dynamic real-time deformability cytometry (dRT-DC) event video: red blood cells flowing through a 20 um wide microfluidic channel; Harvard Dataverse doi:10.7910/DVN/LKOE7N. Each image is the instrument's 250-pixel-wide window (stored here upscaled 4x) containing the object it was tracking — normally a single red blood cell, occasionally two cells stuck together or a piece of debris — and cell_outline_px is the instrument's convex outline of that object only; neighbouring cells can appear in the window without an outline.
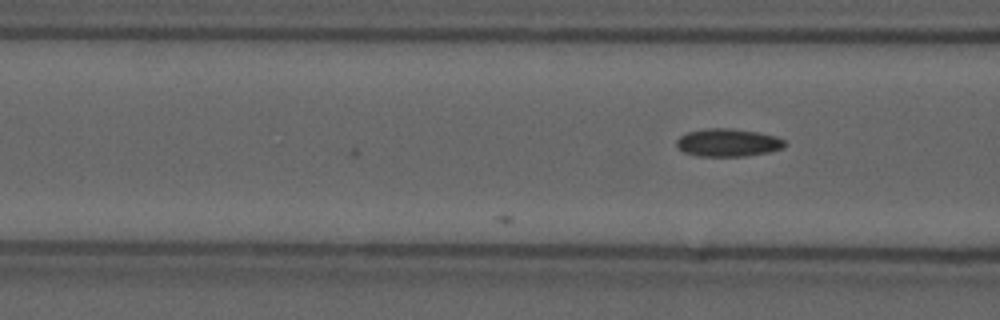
{"species": "common noctule bat (a hibernating species)", "species_latin": "Nyctalus noctula", "temperature_condition": "cold", "stored_images_in_passage": 14, "camera_frame_rate_fps": 3000, "um_per_image_px": 0.085, "animal": {"sex": "male", "forearm_length_mm": 52.5}, "frame": {"image": 1, "passage_image": 14, "time_ms": 4.333, "image_size_px": [1000, 320], "cell_outline_px": [[788, 144], [784, 148], [772, 152], [744, 156], [696, 156], [684, 152], [676, 144], [676, 140], [680, 136], [688, 132], [708, 128], [732, 128], [756, 132], [776, 136], [784, 140]], "centroid_in_image_um": [61.92, 12.13], "position_along_channel_um": 104.7, "area_um2": 17.69}}